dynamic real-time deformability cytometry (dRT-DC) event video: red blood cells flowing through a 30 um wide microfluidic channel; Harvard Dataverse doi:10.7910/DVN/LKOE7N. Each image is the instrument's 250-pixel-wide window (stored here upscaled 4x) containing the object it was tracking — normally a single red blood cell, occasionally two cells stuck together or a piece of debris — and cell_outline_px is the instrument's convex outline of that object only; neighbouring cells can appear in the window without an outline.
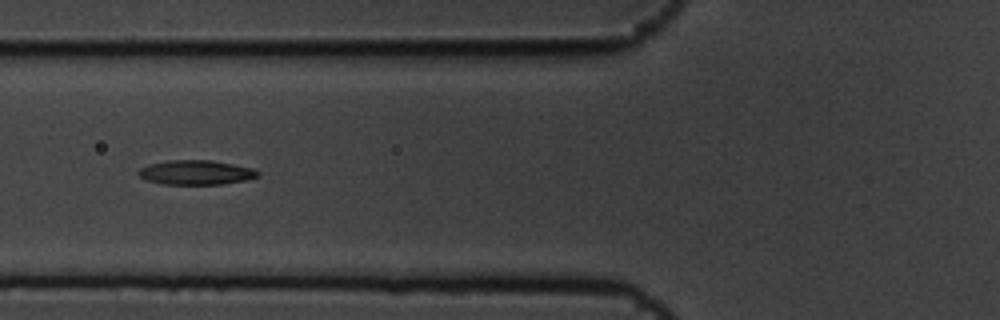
{"species": "common noctule bat (a hibernating species)", "species_latin": "Nyctalus noctula", "temperature_condition": "cold", "stored_images_in_passage": 15, "segment_of_instrument_passage": [1, 2], "camera_frame_rate_fps": 3000, "um_per_image_px": 0.085, "animal": {"sex": "male", "body_mass_g": 19.5, "forearm_length_mm": 54.6}, "frame": {"image": 1, "passage_image": 5, "time_ms": 1.333, "image_size_px": [1000, 320], "cell_outline_px": [[260, 176], [248, 180], [220, 184], [160, 184], [148, 180], [140, 176], [136, 172], [140, 168], [148, 164], [168, 160], [212, 160], [252, 168], [260, 172]], "centroid_in_image_um": [16.66, 14.66], "position_along_channel_um": 109.1, "area_um2": 17.11}}
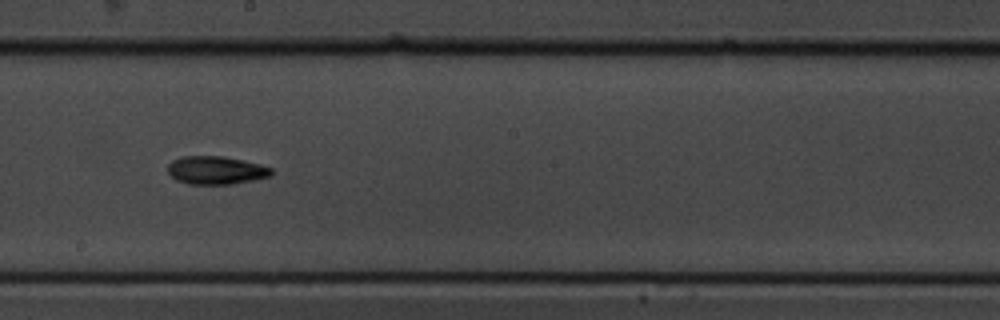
{"frame": {"image": 2, "passage_image": 8, "time_ms": 2.333, "image_size_px": [1000, 320], "cell_outline_px": [[272, 176], [232, 184], [188, 184], [176, 180], [168, 172], [168, 164], [172, 160], [184, 156], [224, 156], [244, 160], [260, 164], [272, 168]], "centroid_in_image_um": [18.37, 14.47], "position_along_channel_um": 229.8, "area_um2": 17.05}}
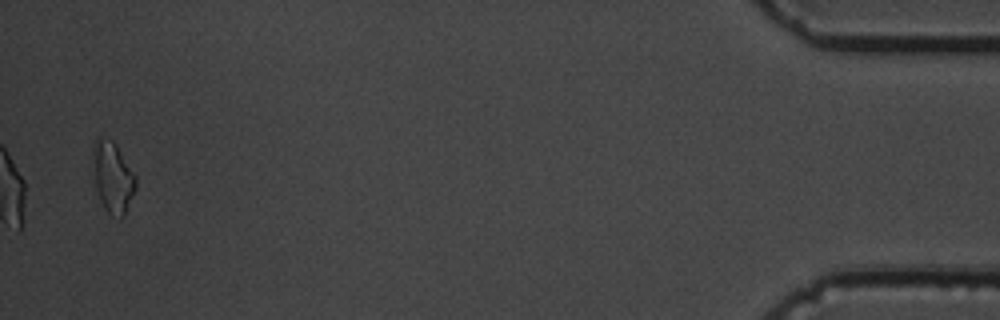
{"frame": {"image": 3, "passage_image": 14, "time_ms": 4.333, "image_size_px": [1000, 320], "cell_outline_px": [[136, 188], [124, 216], [120, 216], [108, 212], [104, 208], [100, 200], [96, 184], [92, 148], [92, 144], [96, 136], [112, 140], [116, 144], [136, 176]], "centroid_in_image_um": [9.59, 15.01], "position_along_channel_um": 425.6, "area_um2": 17.4}}